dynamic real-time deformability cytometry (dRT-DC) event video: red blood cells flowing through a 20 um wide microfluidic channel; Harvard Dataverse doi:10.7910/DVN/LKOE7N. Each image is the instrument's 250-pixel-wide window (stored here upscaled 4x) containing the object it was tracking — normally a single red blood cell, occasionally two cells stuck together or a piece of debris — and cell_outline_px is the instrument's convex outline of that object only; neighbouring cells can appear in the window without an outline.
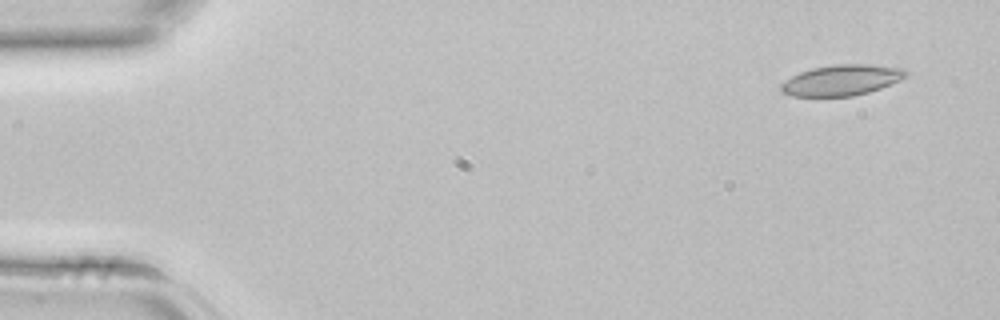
{"species": "common noctule bat (a hibernating species)", "species_latin": "Nyctalus noctula", "temperature_condition": "room temperature", "stored_images_in_passage": 4, "camera_frame_rate_fps": 3000, "um_per_image_px": 0.085, "animal": {"sex": "female", "body_mass_g": 22.7, "forearm_length_mm": 54.2}, "frame": {"image": 1, "passage_image": 1, "time_ms": 0.0, "image_size_px": [1000, 320], "cell_outline_px": [[908, 76], [900, 80], [880, 88], [868, 92], [852, 96], [792, 96], [780, 92], [780, 84], [792, 76], [800, 72], [812, 68], [832, 64], [868, 64], [904, 68], [908, 72]], "centroid_in_image_um": [71.54, 6.8], "position_along_channel_um": 13.5, "area_um2": 22.43}}
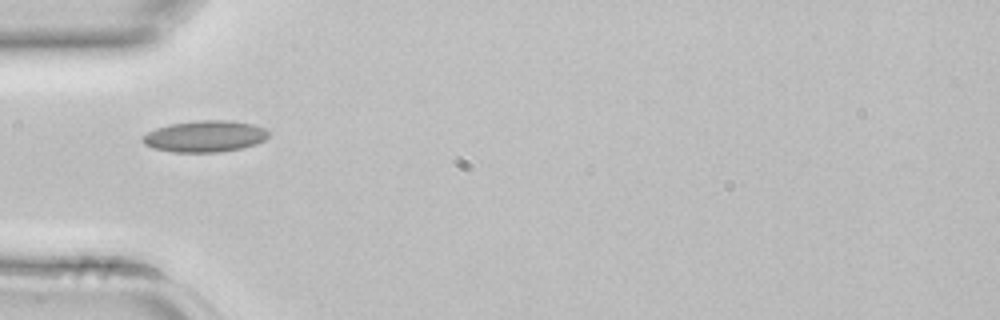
{"frame": {"image": 2, "passage_image": 3, "time_ms": 0.667, "image_size_px": [1000, 320], "cell_outline_px": [[268, 136], [264, 140], [256, 144], [244, 148], [220, 152], [172, 152], [152, 148], [144, 144], [140, 140], [140, 136], [156, 128], [172, 124], [200, 120], [232, 120], [252, 124], [264, 128], [268, 132]], "centroid_in_image_um": [17.4, 11.59], "position_along_channel_um": 67.6, "area_um2": 23.24}}